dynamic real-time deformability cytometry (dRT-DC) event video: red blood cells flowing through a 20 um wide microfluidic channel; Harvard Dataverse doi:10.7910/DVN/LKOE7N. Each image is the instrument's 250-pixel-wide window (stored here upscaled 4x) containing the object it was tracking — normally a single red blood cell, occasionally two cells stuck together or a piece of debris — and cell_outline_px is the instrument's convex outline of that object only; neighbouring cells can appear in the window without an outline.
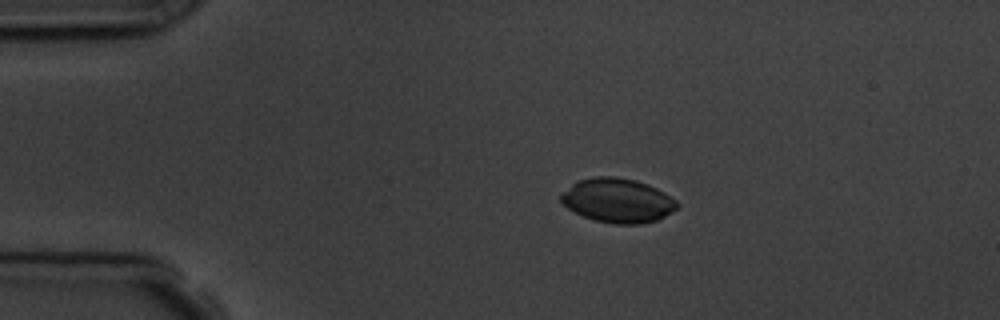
{"species": "common noctule bat (a hibernating species)", "species_latin": "Nyctalus noctula", "temperature_condition": "room temperature", "stored_images_in_passage": 9, "camera_frame_rate_fps": 3000, "um_per_image_px": 0.085, "animal": {"sex": "male", "body_mass_g": 19.5, "forearm_length_mm": 54.6}, "frame": {"image": 1, "passage_image": 4, "time_ms": 3.333, "image_size_px": [1000, 320], "cell_outline_px": [[680, 204], [672, 212], [656, 220], [640, 224], [612, 224], [596, 220], [584, 216], [568, 208], [560, 200], [560, 196], [576, 180], [592, 176], [616, 176], [636, 180], [648, 184], [664, 192], [676, 200]], "centroid_in_image_um": [52.51, 17.02], "position_along_channel_um": 32.5, "area_um2": 29.94}}
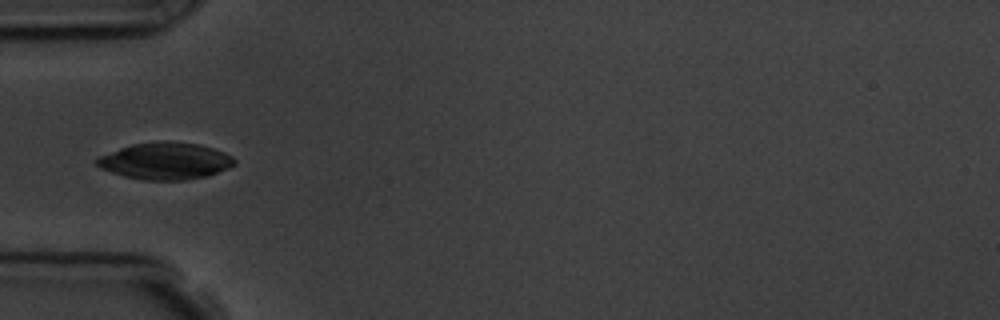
{"frame": {"image": 2, "passage_image": 6, "time_ms": 5.667, "image_size_px": [1000, 320], "cell_outline_px": [[236, 164], [228, 168], [204, 176], [184, 180], [144, 180], [124, 176], [100, 168], [96, 164], [96, 156], [132, 144], [160, 140], [168, 140], [200, 144], [224, 152], [232, 156], [236, 160]], "centroid_in_image_um": [14.03, 13.66], "position_along_channel_um": 71.0, "area_um2": 29.71}}